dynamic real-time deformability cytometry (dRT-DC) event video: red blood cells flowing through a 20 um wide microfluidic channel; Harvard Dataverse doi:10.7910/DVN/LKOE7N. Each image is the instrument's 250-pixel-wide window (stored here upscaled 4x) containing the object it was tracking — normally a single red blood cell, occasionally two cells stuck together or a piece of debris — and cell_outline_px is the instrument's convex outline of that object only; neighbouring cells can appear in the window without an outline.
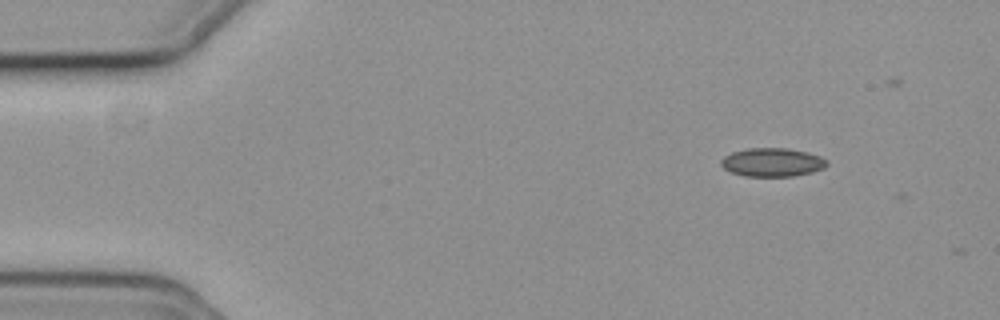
{"species": "common noctule bat (a hibernating species)", "species_latin": "Nyctalus noctula", "temperature_condition": "cold", "stored_images_in_passage": 6, "camera_frame_rate_fps": 3000, "um_per_image_px": 0.085, "animal": {"sex": "female", "body_mass_g": 19.3, "forearm_length_mm": 54.1}, "frame": {"image": 1, "passage_image": 2, "time_ms": 0.333, "image_size_px": [1000, 320], "cell_outline_px": [[828, 164], [824, 168], [812, 172], [792, 176], [744, 176], [732, 172], [724, 168], [720, 164], [720, 160], [724, 156], [732, 152], [748, 148], [788, 148], [808, 152], [820, 156], [828, 160]], "centroid_in_image_um": [65.66, 13.79], "position_along_channel_um": 19.3, "area_um2": 17.69}}